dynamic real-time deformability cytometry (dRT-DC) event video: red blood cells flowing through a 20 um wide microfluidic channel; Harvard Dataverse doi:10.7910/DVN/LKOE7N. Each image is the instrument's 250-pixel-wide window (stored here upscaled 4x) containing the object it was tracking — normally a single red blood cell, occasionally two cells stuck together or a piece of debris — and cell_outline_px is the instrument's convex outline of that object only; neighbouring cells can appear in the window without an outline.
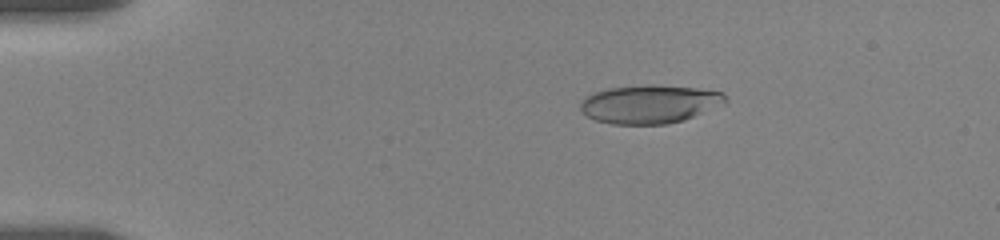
{"species": "human", "species_latin": "Homo sapiens", "temperature_condition": "room temperature", "stored_images_in_passage": 58, "camera_frame_rate_fps": 3000, "um_per_image_px": 0.085, "donor": {"sex": "female"}, "frame": {"image": 1, "passage_image": 11, "time_ms": 3.333, "image_size_px": [1000, 240], "cell_outline_px": [[728, 100], [684, 120], [668, 124], [612, 124], [596, 120], [588, 116], [580, 108], [580, 100], [592, 92], [608, 88], [648, 84], [652, 84], [696, 88], [724, 92]], "centroid_in_image_um": [55.16, 8.83], "position_along_channel_um": 29.8, "area_um2": 32.31}}
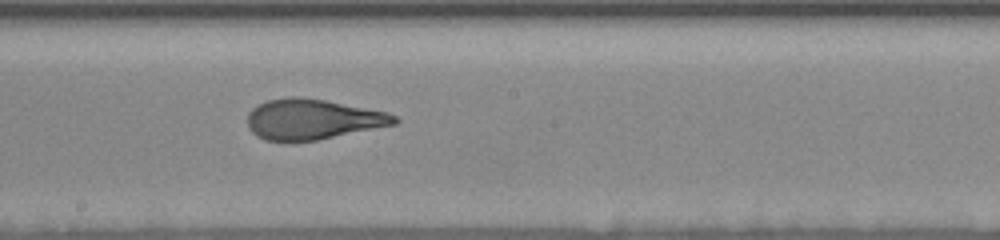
{"frame": {"image": 2, "passage_image": 33, "time_ms": 10.667, "image_size_px": [1000, 240], "cell_outline_px": [[400, 120], [396, 124], [316, 140], [264, 140], [256, 136], [248, 128], [248, 112], [252, 108], [268, 100], [292, 96], [296, 96], [324, 100], [388, 112], [396, 116]], "centroid_in_image_um": [26.57, 10.13], "position_along_channel_um": 221.6, "area_um2": 34.22}}
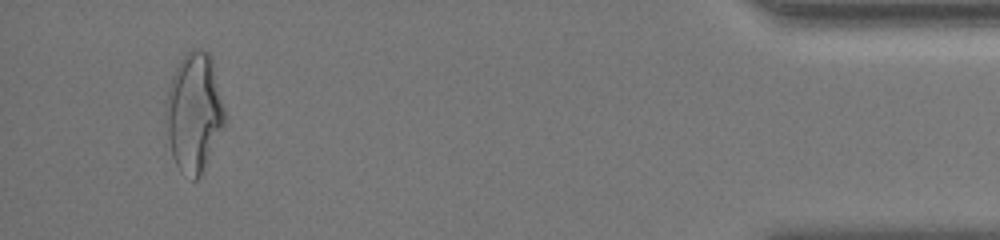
{"frame": {"image": 3, "passage_image": 55, "time_ms": 18.0, "image_size_px": [1000, 240], "cell_outline_px": [[228, 116], [200, 176], [196, 180], [192, 180], [180, 172], [172, 156], [164, 116], [164, 104], [168, 88], [172, 76], [180, 60], [192, 48], [200, 48], [208, 52], [212, 56]], "centroid_in_image_um": [16.5, 9.52], "position_along_channel_um": 418.7, "area_um2": 41.56}, "authors_computed_cell_mechanics": {"area_um2": 34.6222, "velocity_mm_per_s": 3.5311, "shape_relaxation_time_tau1_ms": 8.0224, "shape_relaxation_time_tau2_ms": 1.0615, "deformation_change_tau1": 0.2554, "deformation_change_tau2": 0.0971}}